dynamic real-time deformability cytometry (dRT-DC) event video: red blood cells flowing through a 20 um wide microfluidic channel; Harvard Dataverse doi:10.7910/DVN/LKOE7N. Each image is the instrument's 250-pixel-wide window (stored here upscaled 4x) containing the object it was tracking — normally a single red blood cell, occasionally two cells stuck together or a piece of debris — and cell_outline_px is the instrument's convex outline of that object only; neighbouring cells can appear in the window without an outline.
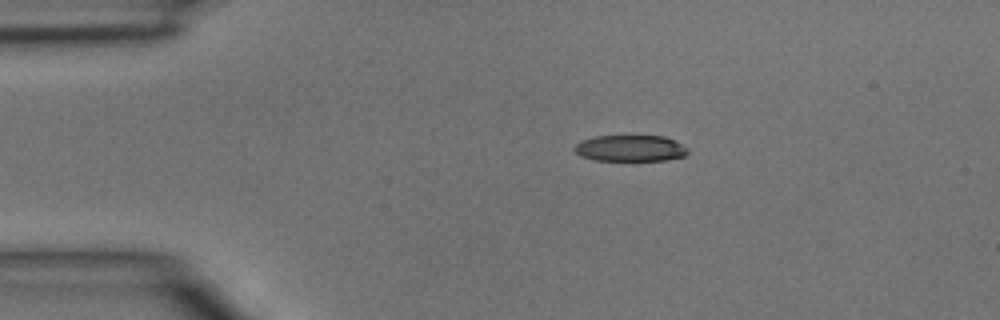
{"species": "common noctule bat (a hibernating species)", "species_latin": "Nyctalus noctula", "temperature_condition": "room temperature", "stored_images_in_passage": 2, "camera_frame_rate_fps": 3000, "um_per_image_px": 0.085, "animal": {"sex": "male", "body_mass_g": 15.6}, "frame": {"image": 1, "passage_image": 1, "time_ms": 0.0, "image_size_px": [1000, 320], "cell_outline_px": [[688, 152], [684, 156], [668, 160], [596, 160], [580, 156], [572, 148], [580, 140], [592, 136], [664, 136], [688, 148]], "centroid_in_image_um": [53.53, 12.6], "position_along_channel_um": 31.5, "area_um2": 17.34}}